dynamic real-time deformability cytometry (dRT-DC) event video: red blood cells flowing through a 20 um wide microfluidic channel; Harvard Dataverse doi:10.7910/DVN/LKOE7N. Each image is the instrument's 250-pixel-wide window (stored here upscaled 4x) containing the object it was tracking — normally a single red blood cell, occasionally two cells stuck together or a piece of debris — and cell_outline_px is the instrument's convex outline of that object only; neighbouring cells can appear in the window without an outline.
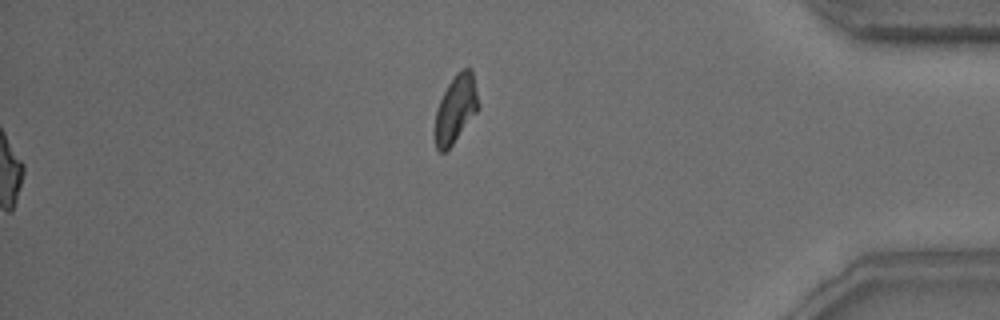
{"species": "common noctule bat (a hibernating species)", "species_latin": "Nyctalus noctula", "temperature_condition": "warm", "stored_images_in_passage": 47, "segment_of_instrument_passage": [2, 2], "camera_frame_rate_fps": 3000, "um_per_image_px": 0.085, "animal": {"sex": "male", "body_mass_g": 15.6}, "frame": {"image": 1, "passage_image": 47, "time_ms": 15.333, "image_size_px": [1000, 320], "cell_outline_px": [[480, 108], [452, 144], [444, 152], [440, 152], [436, 148], [432, 132], [436, 112], [440, 100], [448, 84], [456, 72], [460, 68], [472, 68], [480, 104]], "centroid_in_image_um": [38.73, 9.25], "position_along_channel_um": 396.5, "area_um2": 17.51}}